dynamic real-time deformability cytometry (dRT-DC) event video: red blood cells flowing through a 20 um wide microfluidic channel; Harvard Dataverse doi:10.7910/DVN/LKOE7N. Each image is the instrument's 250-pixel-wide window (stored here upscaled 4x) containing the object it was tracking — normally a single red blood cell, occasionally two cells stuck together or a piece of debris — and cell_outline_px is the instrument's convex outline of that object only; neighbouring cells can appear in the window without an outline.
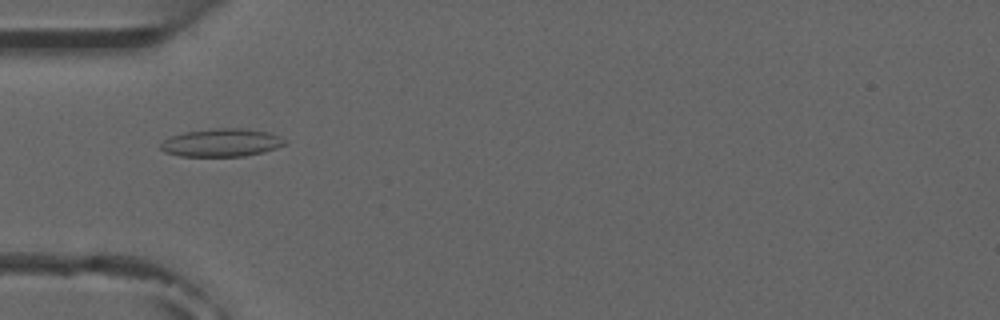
{"species": "common noctule bat (a hibernating species)", "species_latin": "Nyctalus noctula", "temperature_condition": "room temperature", "stored_images_in_passage": 5, "camera_frame_rate_fps": 3000, "um_per_image_px": 0.085, "animal": {"sex": "male", "forearm_length_mm": 52.5}, "frame": {"image": 1, "passage_image": 3, "time_ms": 2.333, "image_size_px": [1000, 320], "cell_outline_px": [[288, 144], [264, 152], [244, 156], [180, 156], [164, 152], [160, 148], [160, 144], [164, 140], [172, 136], [184, 132], [212, 128], [244, 128], [268, 132], [280, 136], [288, 140]], "centroid_in_image_um": [18.87, 12.12], "position_along_channel_um": 66.1, "area_um2": 20.46}}
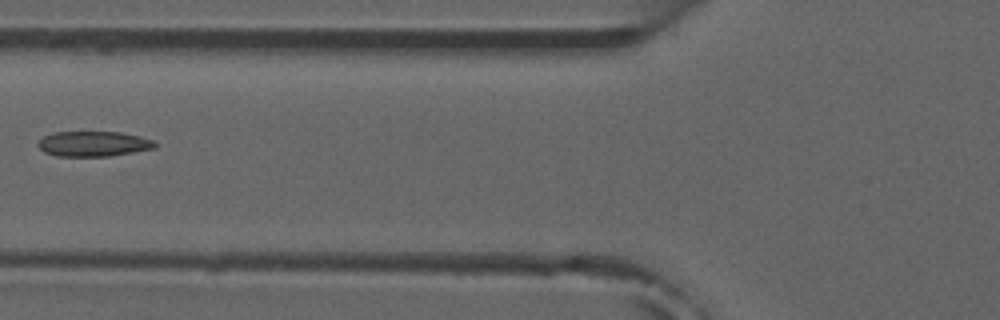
{"frame": {"image": 2, "passage_image": 4, "time_ms": 3.667, "image_size_px": [1000, 320], "cell_outline_px": [[156, 148], [108, 156], [56, 156], [44, 152], [36, 144], [44, 136], [52, 132], [120, 132], [140, 136], [156, 140]], "centroid_in_image_um": [7.95, 12.22], "position_along_channel_um": 117.8, "area_um2": 17.22}}
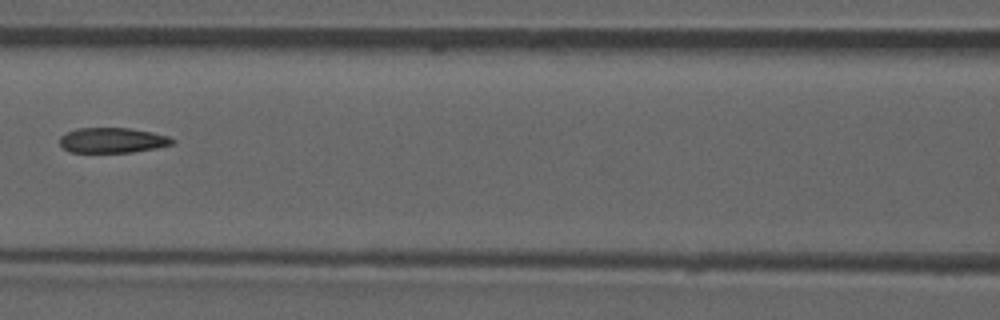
{"frame": {"image": 3, "passage_image": 5, "time_ms": 4.667, "image_size_px": [1000, 320], "cell_outline_px": [[176, 140], [172, 144], [156, 148], [132, 152], [68, 152], [60, 144], [60, 136], [76, 128], [128, 128], [152, 132], [168, 136]], "centroid_in_image_um": [9.55, 11.92], "position_along_channel_um": 157.0, "area_um2": 16.47}}